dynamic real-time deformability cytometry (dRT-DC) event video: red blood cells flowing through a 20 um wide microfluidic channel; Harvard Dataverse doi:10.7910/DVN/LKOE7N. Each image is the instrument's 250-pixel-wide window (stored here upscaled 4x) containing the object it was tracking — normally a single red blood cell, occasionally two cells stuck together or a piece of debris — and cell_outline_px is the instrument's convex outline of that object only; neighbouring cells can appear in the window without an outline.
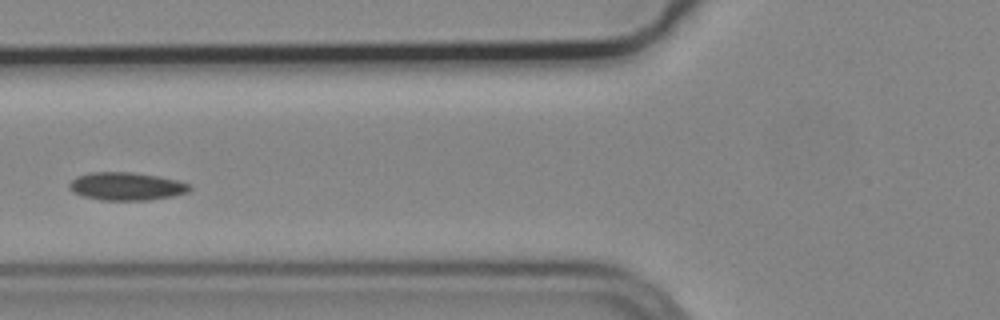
{"species": "common noctule bat (a hibernating species)", "species_latin": "Nyctalus noctula", "temperature_condition": "cold", "stored_images_in_passage": 9, "camera_frame_rate_fps": 3000, "um_per_image_px": 0.085, "animal": {"sex": "male", "body_mass_g": 19.2, "forearm_length_mm": 51.8}, "frame": {"image": 1, "passage_image": 6, "time_ms": 1.667, "image_size_px": [1000, 320], "cell_outline_px": [[192, 188], [188, 192], [172, 196], [148, 200], [100, 200], [84, 196], [72, 192], [68, 188], [68, 184], [76, 176], [88, 172], [132, 172], [160, 176], [176, 180], [188, 184]], "centroid_in_image_um": [10.71, 15.83], "position_along_channel_um": 115.1, "area_um2": 19.71}}
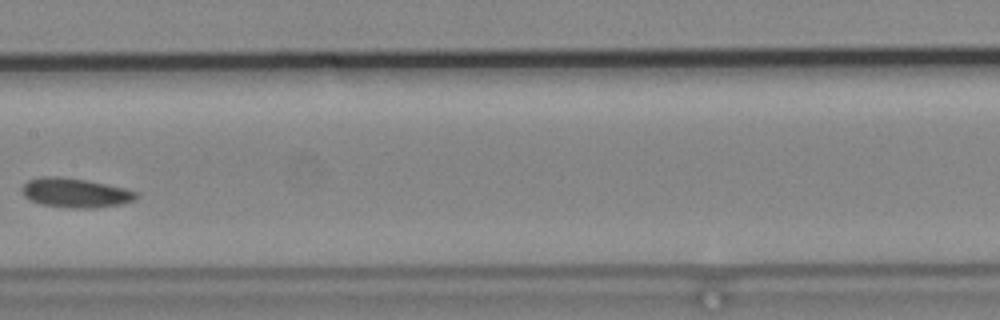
{"frame": {"image": 2, "passage_image": 8, "time_ms": 2.333, "image_size_px": [1000, 320], "cell_outline_px": [[140, 196], [136, 200], [120, 204], [92, 208], [72, 208], [40, 204], [28, 200], [24, 196], [20, 188], [28, 180], [40, 176], [60, 176], [84, 180], [124, 188], [136, 192]], "centroid_in_image_um": [6.36, 16.39], "position_along_channel_um": 201.0, "area_um2": 19.59}}
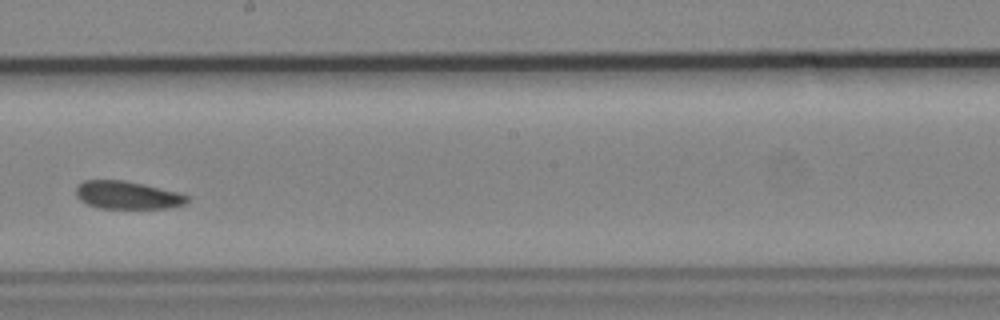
{"frame": {"image": 3, "passage_image": 9, "time_ms": 2.667, "image_size_px": [1000, 320], "cell_outline_px": [[192, 200], [184, 204], [168, 208], [96, 208], [80, 200], [76, 196], [76, 184], [84, 180], [124, 180], [144, 184], [180, 192], [188, 196]], "centroid_in_image_um": [10.84, 16.58], "position_along_channel_um": 237.4, "area_um2": 18.32}}